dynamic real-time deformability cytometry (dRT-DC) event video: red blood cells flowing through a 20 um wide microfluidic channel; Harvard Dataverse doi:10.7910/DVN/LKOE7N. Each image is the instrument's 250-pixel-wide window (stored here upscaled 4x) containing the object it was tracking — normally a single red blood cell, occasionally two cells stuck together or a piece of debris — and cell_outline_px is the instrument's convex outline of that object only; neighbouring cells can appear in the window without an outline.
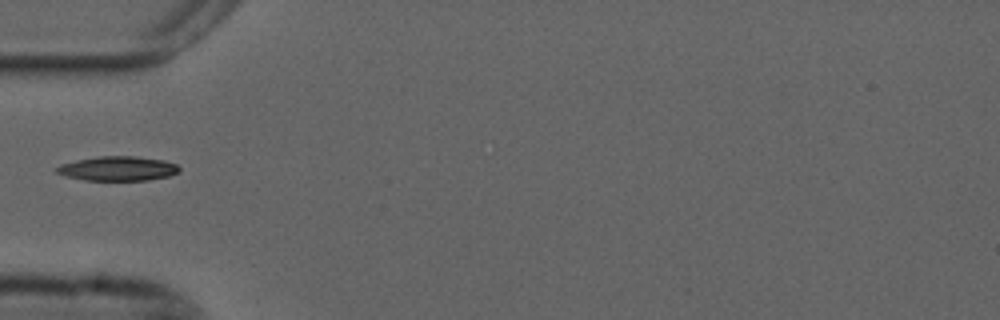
{"species": "common noctule bat (a hibernating species)", "species_latin": "Nyctalus noctula", "temperature_condition": "cold", "stored_images_in_passage": 38, "camera_frame_rate_fps": 3000, "um_per_image_px": 0.085, "animal": {"sex": "male", "forearm_length_mm": 52.5}, "frame": {"image": 1, "passage_image": 1, "time_ms": 0.0, "image_size_px": [1000, 320], "cell_outline_px": [[180, 172], [168, 176], [148, 180], [84, 180], [68, 176], [56, 172], [56, 168], [60, 164], [76, 160], [100, 156], [136, 156], [164, 160], [176, 164], [180, 168]], "centroid_in_image_um": [10.04, 14.32], "position_along_channel_um": 75.0, "area_um2": 17.4}}
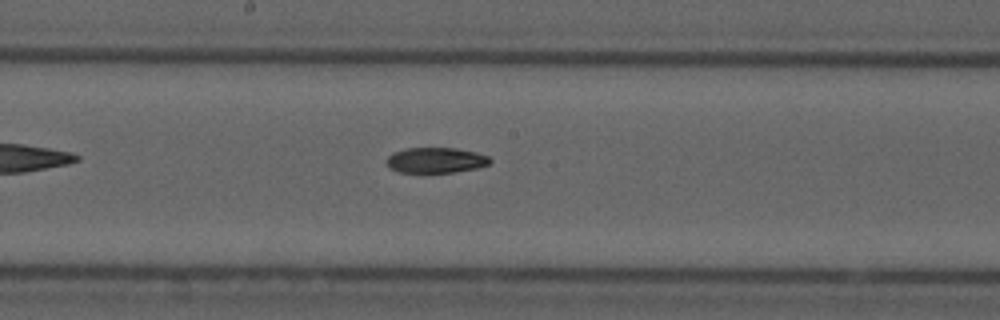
{"frame": {"image": 2, "passage_image": 12, "time_ms": 3.667, "image_size_px": [1000, 320], "cell_outline_px": [[492, 160], [488, 164], [476, 168], [452, 172], [400, 172], [388, 168], [388, 156], [392, 152], [404, 148], [456, 148], [476, 152], [488, 156]], "centroid_in_image_um": [37.03, 13.61], "position_along_channel_um": 211.2, "area_um2": 15.26}}
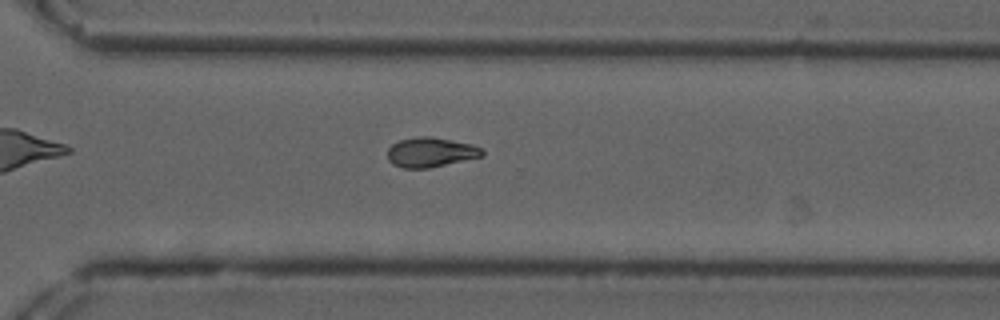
{"frame": {"image": 3, "passage_image": 22, "time_ms": 7.0, "image_size_px": [1000, 320], "cell_outline_px": [[484, 156], [428, 168], [404, 168], [392, 164], [388, 160], [388, 148], [392, 144], [400, 140], [420, 136], [432, 136], [472, 144], [484, 148]], "centroid_in_image_um": [36.63, 12.93], "position_along_channel_um": 334.0, "area_um2": 16.47}}